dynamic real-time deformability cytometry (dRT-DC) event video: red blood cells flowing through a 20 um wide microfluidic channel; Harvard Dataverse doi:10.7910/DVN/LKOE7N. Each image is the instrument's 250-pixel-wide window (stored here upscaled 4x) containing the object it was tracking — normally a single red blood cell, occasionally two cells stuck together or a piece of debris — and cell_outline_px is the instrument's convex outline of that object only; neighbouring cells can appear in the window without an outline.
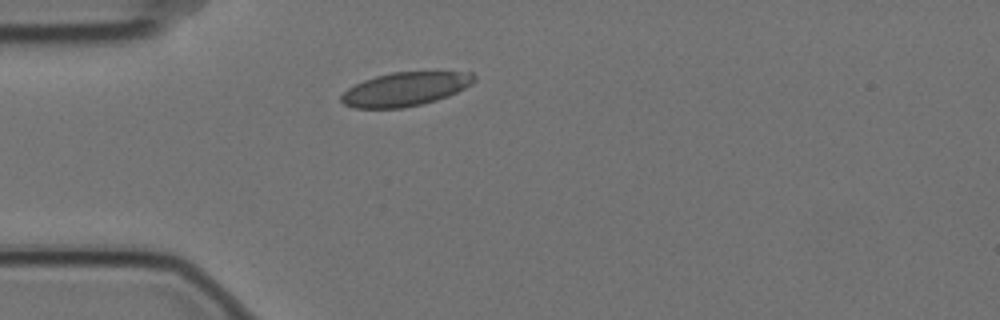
{"species": "Egyptian fruit bat (a non-hibernating species)", "species_latin": "Rousettus aegyptiacus", "temperature_condition": "cold", "stored_images_in_passage": 1, "camera_frame_rate_fps": 3000, "um_per_image_px": 0.085, "animal": {"sex": "female"}, "frame": {"image": 1, "passage_image": 1, "time_ms": 0.0, "image_size_px": [1000, 320], "cell_outline_px": [[476, 80], [472, 84], [448, 96], [424, 104], [404, 108], [356, 108], [344, 104], [340, 100], [340, 96], [348, 88], [364, 80], [376, 76], [392, 72], [472, 72], [476, 76]], "centroid_in_image_um": [34.46, 7.58], "position_along_channel_um": 50.5, "area_um2": 26.13}}